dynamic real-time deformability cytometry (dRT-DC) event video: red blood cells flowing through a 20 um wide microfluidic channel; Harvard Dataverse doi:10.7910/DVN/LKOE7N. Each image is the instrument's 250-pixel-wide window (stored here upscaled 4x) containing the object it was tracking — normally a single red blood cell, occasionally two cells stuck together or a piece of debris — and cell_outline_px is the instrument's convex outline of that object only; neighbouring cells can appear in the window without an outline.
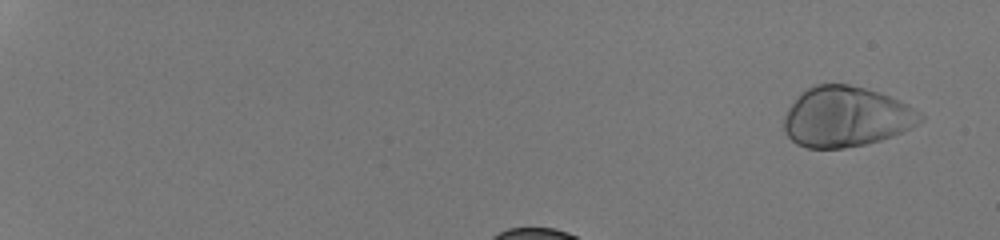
{"species": "human", "species_latin": "Homo sapiens", "temperature_condition": "room temperature", "stored_images_in_passage": 38, "camera_frame_rate_fps": 3000, "um_per_image_px": 0.085, "donor": {"sex": "male"}, "frame": {"image": 1, "passage_image": 4, "time_ms": 1.0, "image_size_px": [1000, 240], "cell_outline_px": [[924, 120], [892, 136], [880, 140], [864, 144], [844, 148], [808, 148], [796, 144], [784, 132], [784, 116], [788, 108], [796, 96], [800, 92], [816, 84], [848, 84], [864, 88], [888, 96], [908, 104], [920, 112], [924, 116]], "centroid_in_image_um": [71.88, 9.92], "position_along_channel_um": 13.1, "area_um2": 47.74}}
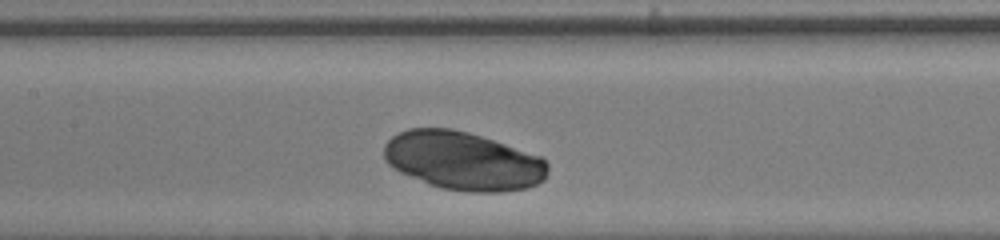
{"frame": {"image": 2, "passage_image": 21, "time_ms": 6.667, "image_size_px": [1000, 240], "cell_outline_px": [[548, 172], [544, 180], [528, 188], [500, 192], [464, 192], [440, 188], [428, 184], [400, 172], [392, 168], [384, 160], [384, 144], [392, 136], [408, 128], [448, 128], [468, 132], [540, 156], [548, 164]], "centroid_in_image_um": [39.33, 13.69], "position_along_channel_um": 168.1, "area_um2": 55.83}}
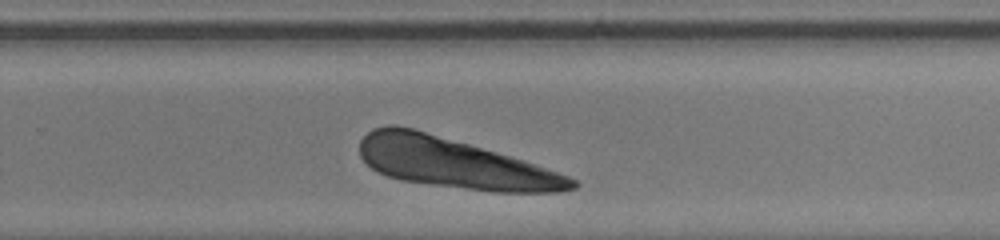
{"frame": {"image": 3, "passage_image": 30, "time_ms": 9.667, "image_size_px": [1000, 240], "cell_outline_px": [[580, 184], [576, 188], [556, 192], [492, 192], [400, 180], [376, 172], [360, 156], [360, 140], [372, 128], [388, 124], [396, 124], [412, 128], [524, 160], [568, 176], [576, 180]], "centroid_in_image_um": [38.58, 13.87], "position_along_channel_um": 291.2, "area_um2": 61.33}}